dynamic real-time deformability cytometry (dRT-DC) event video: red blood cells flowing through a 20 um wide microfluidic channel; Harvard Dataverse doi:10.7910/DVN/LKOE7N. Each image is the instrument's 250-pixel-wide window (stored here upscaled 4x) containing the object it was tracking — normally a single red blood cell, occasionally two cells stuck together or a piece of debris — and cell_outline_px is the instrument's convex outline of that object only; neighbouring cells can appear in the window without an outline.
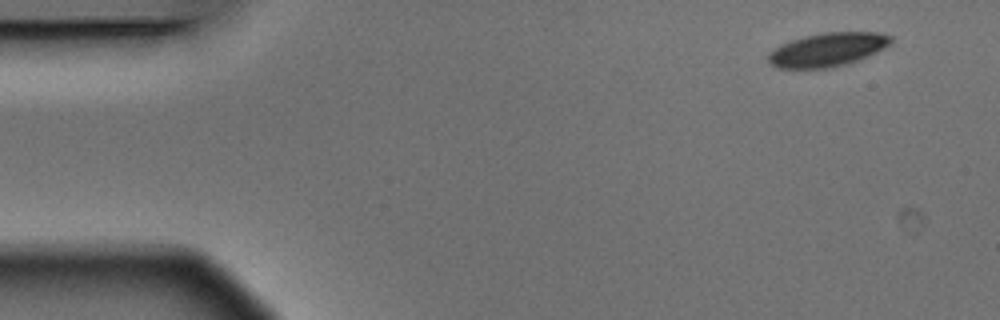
{"species": "Egyptian fruit bat (a non-hibernating species)", "species_latin": "Rousettus aegyptiacus", "temperature_condition": "warm", "stored_images_in_passage": 14, "camera_frame_rate_fps": 3000, "um_per_image_px": 0.085, "animal": {"sex": "male"}, "frame": {"image": 1, "passage_image": 1, "time_ms": 0.0, "image_size_px": [1000, 320], "cell_outline_px": [[892, 44], [868, 56], [844, 64], [828, 68], [776, 68], [768, 64], [768, 52], [792, 40], [804, 36], [824, 32], [880, 32], [892, 36]], "centroid_in_image_um": [70.35, 4.21], "position_along_channel_um": 14.6, "area_um2": 23.99}}
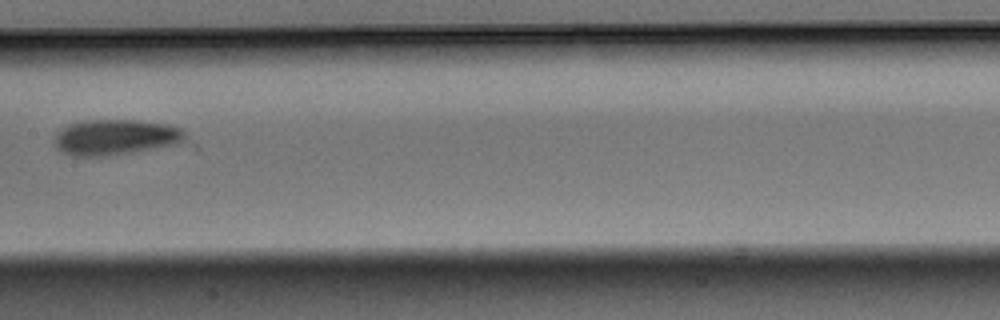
{"frame": {"image": 2, "passage_image": 7, "time_ms": 2.0, "image_size_px": [1000, 320], "cell_outline_px": [[184, 136], [176, 144], [112, 156], [72, 156], [56, 148], [56, 132], [60, 128], [68, 124], [80, 120], [140, 120], [168, 124], [180, 128], [184, 132]], "centroid_in_image_um": [9.76, 11.65], "position_along_channel_um": 197.6, "area_um2": 27.11}}
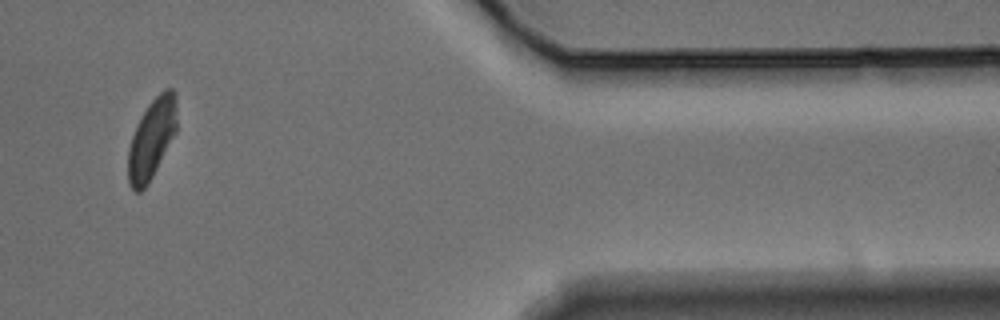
{"frame": {"image": 3, "passage_image": 12, "time_ms": 3.667, "image_size_px": [1000, 320], "cell_outline_px": [[176, 132], [148, 184], [140, 192], [136, 192], [128, 184], [128, 148], [136, 124], [148, 104], [164, 88], [172, 88], [176, 92]], "centroid_in_image_um": [12.89, 11.78], "position_along_channel_um": 398.5, "area_um2": 22.72}}